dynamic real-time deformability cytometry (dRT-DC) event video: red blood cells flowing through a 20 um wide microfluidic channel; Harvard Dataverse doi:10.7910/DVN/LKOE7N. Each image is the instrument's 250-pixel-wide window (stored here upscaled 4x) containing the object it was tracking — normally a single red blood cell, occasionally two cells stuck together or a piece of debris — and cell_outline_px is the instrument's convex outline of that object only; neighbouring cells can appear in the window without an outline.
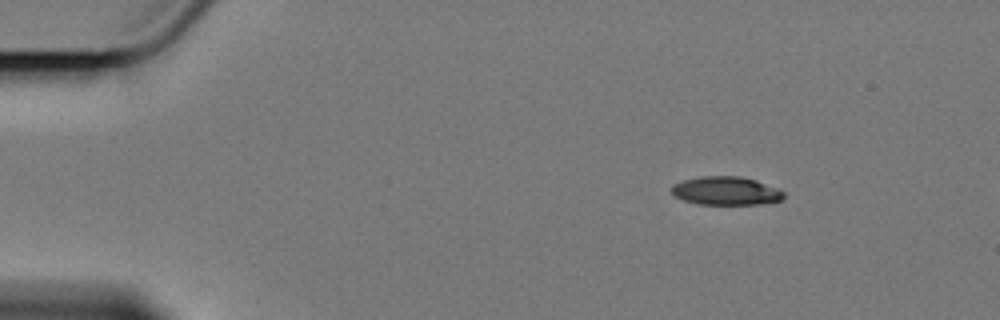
{"species": "Egyptian fruit bat (a non-hibernating species)", "species_latin": "Rousettus aegyptiacus", "temperature_condition": "cold", "stored_images_in_passage": 4, "camera_frame_rate_fps": 3000, "um_per_image_px": 0.085, "animal": {"sex": "female"}, "frame": {"image": 1, "passage_image": 1, "time_ms": 0.0, "image_size_px": [1000, 320], "cell_outline_px": [[784, 200], [760, 204], [700, 204], [684, 200], [676, 196], [668, 188], [672, 184], [684, 180], [700, 176], [740, 176], [756, 180], [776, 188], [784, 192]], "centroid_in_image_um": [61.7, 16.22], "position_along_channel_um": 23.3, "area_um2": 18.61}}